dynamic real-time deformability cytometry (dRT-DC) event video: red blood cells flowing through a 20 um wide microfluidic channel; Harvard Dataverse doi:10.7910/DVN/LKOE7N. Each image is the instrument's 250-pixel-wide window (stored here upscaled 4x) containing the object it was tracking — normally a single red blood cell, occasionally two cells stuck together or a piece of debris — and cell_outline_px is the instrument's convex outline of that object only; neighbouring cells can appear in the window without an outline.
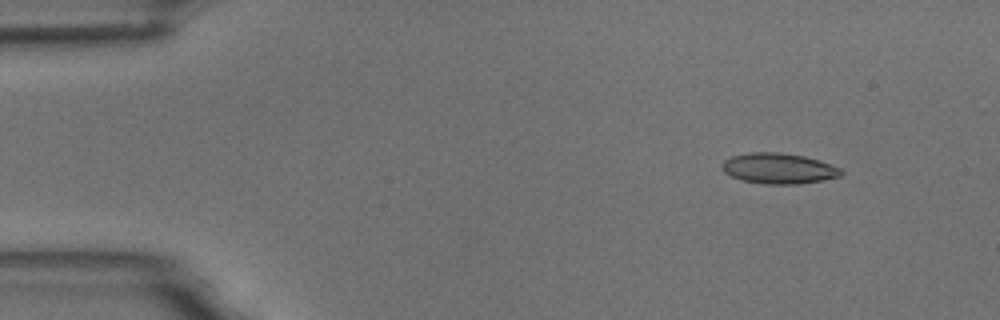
{"species": "common noctule bat (a hibernating species)", "species_latin": "Nyctalus noctula", "temperature_condition": "room temperature", "stored_images_in_passage": 9, "camera_frame_rate_fps": 3000, "um_per_image_px": 0.085, "animal": {"sex": "male", "body_mass_g": 18.8}, "frame": {"image": 1, "passage_image": 1, "time_ms": 0.0, "image_size_px": [1000, 320], "cell_outline_px": [[844, 172], [840, 176], [820, 180], [796, 184], [764, 184], [740, 180], [724, 172], [720, 168], [720, 164], [724, 160], [732, 156], [748, 152], [780, 152], [804, 156], [840, 168]], "centroid_in_image_um": [66.11, 14.31], "position_along_channel_um": 18.9, "area_um2": 21.15}}
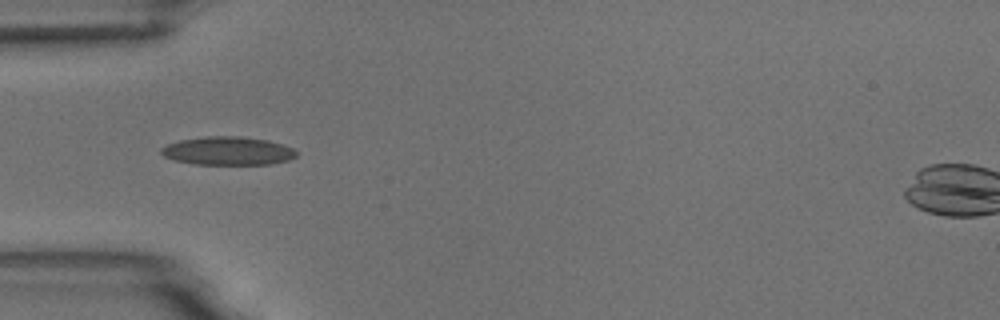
{"frame": {"image": 2, "passage_image": 4, "time_ms": 3.667, "image_size_px": [1000, 320], "cell_outline_px": [[296, 156], [288, 160], [272, 164], [196, 164], [176, 160], [164, 156], [160, 152], [160, 148], [168, 144], [180, 140], [204, 136], [240, 136], [268, 140], [292, 148], [296, 152]], "centroid_in_image_um": [19.35, 12.82], "position_along_channel_um": 65.6, "area_um2": 22.2}}